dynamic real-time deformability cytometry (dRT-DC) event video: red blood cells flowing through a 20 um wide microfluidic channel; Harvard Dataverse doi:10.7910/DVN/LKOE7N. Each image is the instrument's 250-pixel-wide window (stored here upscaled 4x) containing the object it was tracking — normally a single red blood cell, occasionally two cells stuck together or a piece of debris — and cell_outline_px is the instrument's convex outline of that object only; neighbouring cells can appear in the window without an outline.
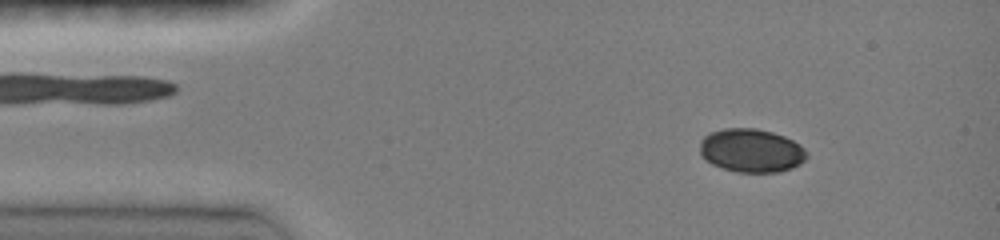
{"species": "common noctule bat (a hibernating species)", "species_latin": "Nyctalus noctula", "temperature_condition": "room temperature", "stored_images_in_passage": 3, "camera_frame_rate_fps": 3000, "um_per_image_px": 0.085, "animal": {"sex": "female", "body_mass_g": 19.0, "forearm_length_mm": 51.5}, "frame": {"image": 1, "passage_image": 1, "time_ms": 0.0, "image_size_px": [1000, 240], "cell_outline_px": [[808, 156], [800, 164], [792, 168], [780, 172], [736, 172], [712, 164], [700, 156], [700, 140], [708, 132], [724, 128], [756, 128], [772, 132], [784, 136], [800, 144], [808, 152]], "centroid_in_image_um": [63.85, 12.79], "position_along_channel_um": 21.1, "area_um2": 27.4}}
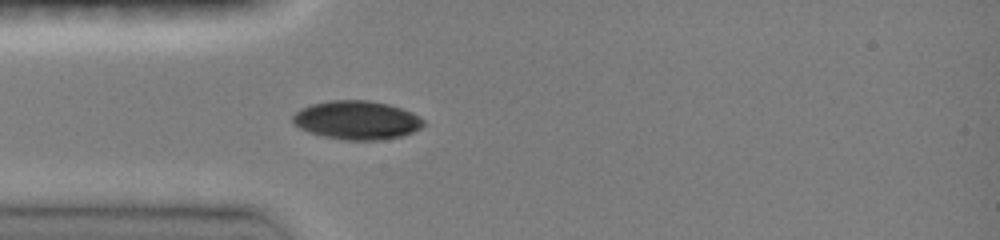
{"frame": {"image": 2, "passage_image": 3, "time_ms": 2.333, "image_size_px": [1000, 240], "cell_outline_px": [[424, 124], [420, 128], [412, 132], [400, 136], [380, 140], [344, 140], [324, 136], [308, 132], [292, 124], [292, 116], [300, 108], [308, 104], [328, 100], [368, 100], [388, 104], [412, 112], [424, 120]], "centroid_in_image_um": [30.28, 10.2], "position_along_channel_um": 54.7, "area_um2": 29.59}}